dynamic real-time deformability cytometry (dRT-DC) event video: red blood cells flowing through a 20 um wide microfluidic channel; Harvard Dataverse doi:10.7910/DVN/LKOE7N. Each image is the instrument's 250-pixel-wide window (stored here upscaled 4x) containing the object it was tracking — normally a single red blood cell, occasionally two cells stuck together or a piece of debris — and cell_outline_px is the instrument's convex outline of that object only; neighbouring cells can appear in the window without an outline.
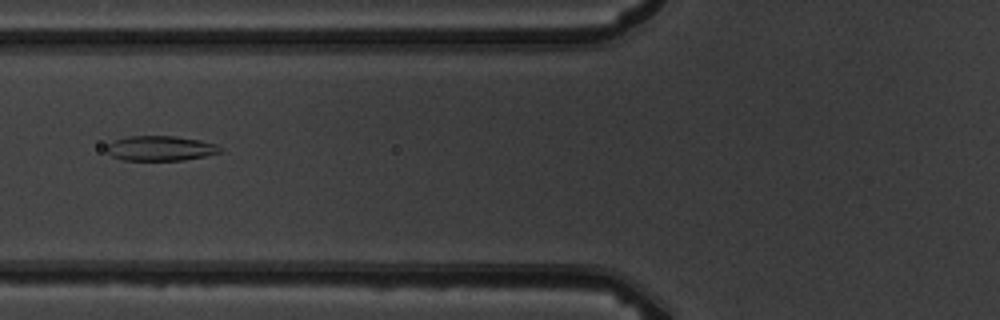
{"species": "common noctule bat (a hibernating species)", "species_latin": "Nyctalus noctula", "temperature_condition": "warm", "stored_images_in_passage": 4, "camera_frame_rate_fps": 3000, "um_per_image_px": 0.085, "animal": {"sex": "male", "body_mass_g": 19.5, "forearm_length_mm": 54.6}, "frame": {"image": 1, "passage_image": 2, "time_ms": 1.333, "image_size_px": [1000, 320], "cell_outline_px": [[224, 152], [184, 160], [124, 160], [112, 156], [108, 152], [108, 144], [116, 140], [128, 136], [172, 136], [200, 140], [216, 144], [224, 148]], "centroid_in_image_um": [13.71, 12.61], "position_along_channel_um": 112.1, "area_um2": 16.42}}
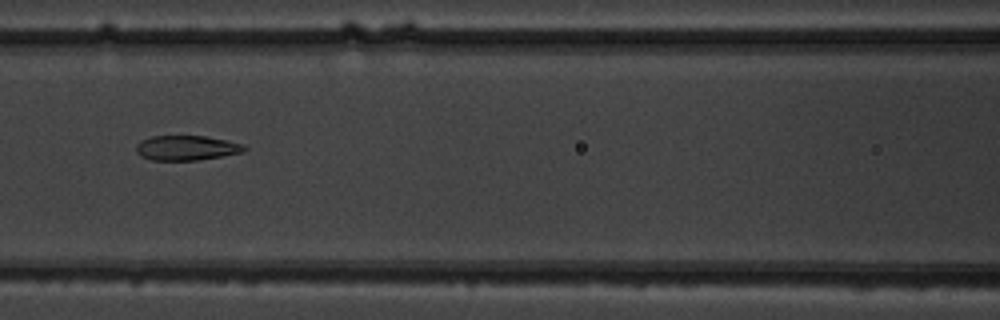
{"frame": {"image": 2, "passage_image": 3, "time_ms": 2.333, "image_size_px": [1000, 320], "cell_outline_px": [[248, 148], [244, 152], [200, 160], [152, 160], [140, 156], [136, 152], [136, 144], [140, 140], [152, 136], [204, 136], [228, 140], [244, 144]], "centroid_in_image_um": [15.87, 12.57], "position_along_channel_um": 150.7, "area_um2": 15.84}}
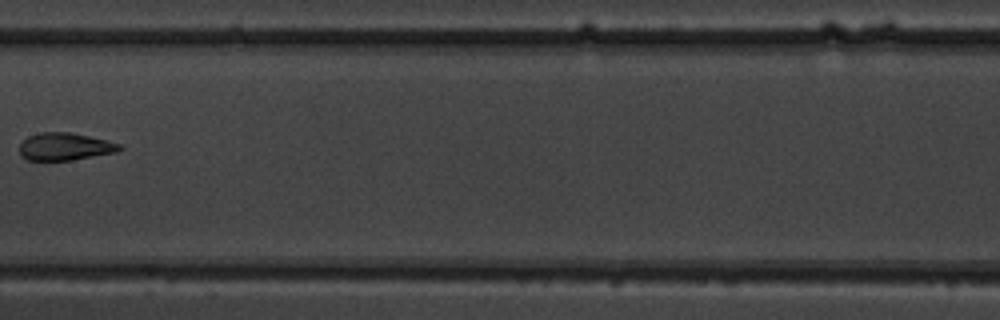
{"frame": {"image": 3, "passage_image": 4, "time_ms": 3.667, "image_size_px": [1000, 320], "cell_outline_px": [[124, 148], [116, 152], [72, 160], [28, 160], [20, 156], [20, 144], [28, 136], [40, 132], [72, 132], [108, 140], [120, 144]], "centroid_in_image_um": [5.53, 12.45], "position_along_channel_um": 201.9, "area_um2": 16.13}}